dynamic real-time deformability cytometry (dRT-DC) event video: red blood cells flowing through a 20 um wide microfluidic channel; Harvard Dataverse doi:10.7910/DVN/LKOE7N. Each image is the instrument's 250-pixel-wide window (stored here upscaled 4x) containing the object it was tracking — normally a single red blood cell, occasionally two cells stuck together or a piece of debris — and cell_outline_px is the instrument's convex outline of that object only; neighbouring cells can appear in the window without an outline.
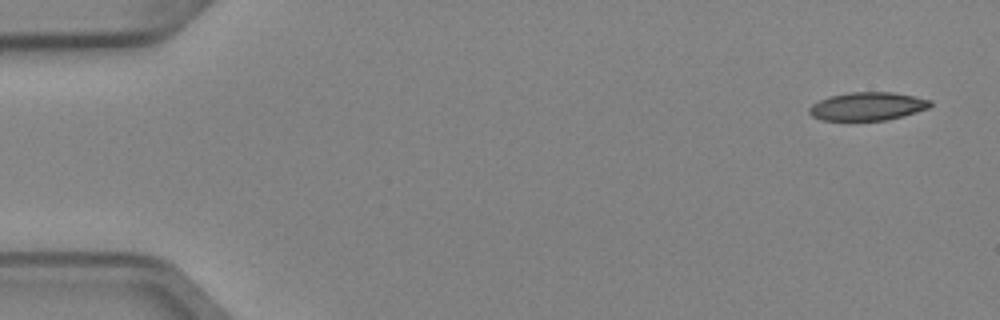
{"species": "Egyptian fruit bat (a non-hibernating species)", "species_latin": "Rousettus aegyptiacus", "temperature_condition": "cold", "stored_images_in_passage": 4, "camera_frame_rate_fps": 3000, "um_per_image_px": 0.085, "animal": {"sex": "female"}, "frame": {"image": 1, "passage_image": 1, "time_ms": 0.0, "image_size_px": [1000, 320], "cell_outline_px": [[932, 104], [928, 108], [904, 116], [888, 120], [820, 120], [812, 116], [808, 112], [808, 108], [812, 104], [828, 96], [848, 92], [892, 92], [932, 100]], "centroid_in_image_um": [73.72, 9.04], "position_along_channel_um": 11.3, "area_um2": 20.0}}
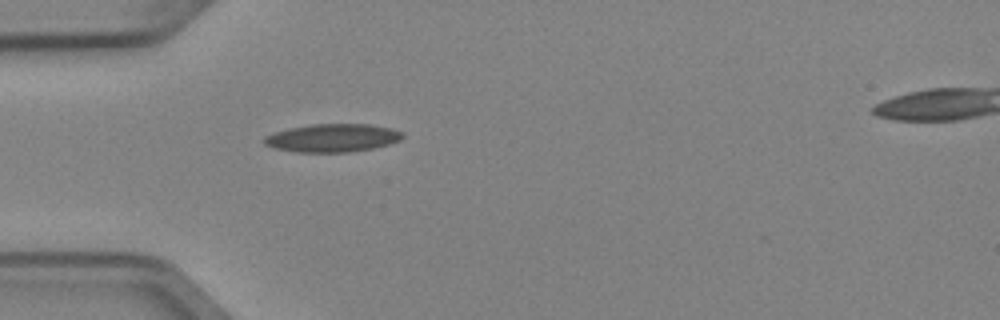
{"frame": {"image": 2, "passage_image": 4, "time_ms": 1.0, "image_size_px": [1000, 320], "cell_outline_px": [[404, 136], [400, 140], [388, 144], [372, 148], [348, 152], [296, 152], [276, 148], [264, 144], [264, 136], [288, 128], [312, 124], [368, 124], [392, 128], [404, 132]], "centroid_in_image_um": [28.28, 11.72], "position_along_channel_um": 56.7, "area_um2": 22.6}}